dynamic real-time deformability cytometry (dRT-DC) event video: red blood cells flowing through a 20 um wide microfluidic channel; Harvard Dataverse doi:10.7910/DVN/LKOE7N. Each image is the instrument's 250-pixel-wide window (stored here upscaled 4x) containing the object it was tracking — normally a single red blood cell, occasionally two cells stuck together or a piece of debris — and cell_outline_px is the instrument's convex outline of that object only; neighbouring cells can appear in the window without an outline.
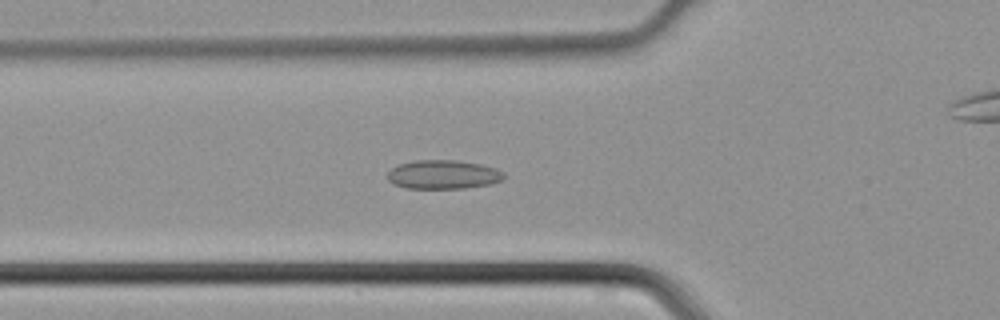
{"species": "common noctule bat (a hibernating species)", "species_latin": "Nyctalus noctula", "temperature_condition": "cold", "stored_images_in_passage": 34, "camera_frame_rate_fps": 3000, "um_per_image_px": 0.085, "animal": {"sex": "male", "body_mass_g": 21.5, "forearm_length_mm": 52.0}, "frame": {"image": 1, "passage_image": 8, "time_ms": 2.333, "image_size_px": [1000, 320], "cell_outline_px": [[504, 180], [488, 184], [464, 188], [408, 188], [392, 184], [388, 180], [388, 172], [392, 168], [400, 164], [416, 160], [456, 160], [480, 164], [496, 168], [504, 172]], "centroid_in_image_um": [37.68, 14.83], "position_along_channel_um": 88.1, "area_um2": 19.54}}
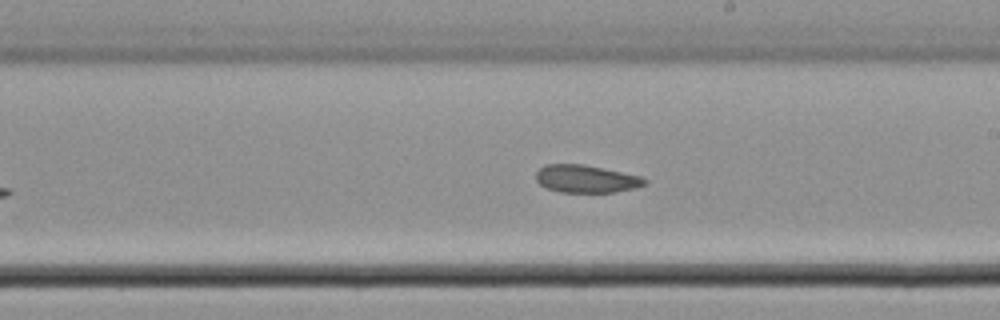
{"frame": {"image": 2, "passage_image": 18, "time_ms": 5.667, "image_size_px": [1000, 320], "cell_outline_px": [[648, 184], [636, 188], [612, 192], [560, 192], [548, 188], [540, 184], [536, 180], [536, 172], [544, 164], [584, 164], [640, 176], [648, 180]], "centroid_in_image_um": [49.83, 15.2], "position_along_channel_um": 239.2, "area_um2": 17.51}}
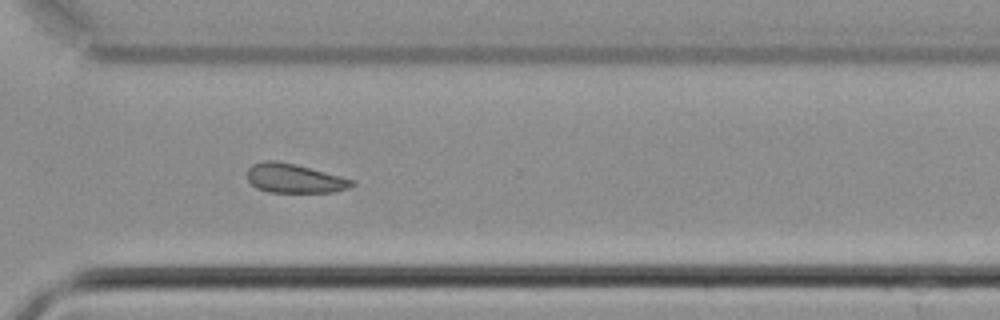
{"frame": {"image": 3, "passage_image": 25, "time_ms": 8.0, "image_size_px": [1000, 320], "cell_outline_px": [[356, 184], [348, 188], [332, 192], [268, 192], [256, 188], [248, 180], [248, 168], [252, 164], [264, 160], [276, 160], [296, 164], [356, 180]], "centroid_in_image_um": [25.03, 15.15], "position_along_channel_um": 345.6, "area_um2": 17.92}}